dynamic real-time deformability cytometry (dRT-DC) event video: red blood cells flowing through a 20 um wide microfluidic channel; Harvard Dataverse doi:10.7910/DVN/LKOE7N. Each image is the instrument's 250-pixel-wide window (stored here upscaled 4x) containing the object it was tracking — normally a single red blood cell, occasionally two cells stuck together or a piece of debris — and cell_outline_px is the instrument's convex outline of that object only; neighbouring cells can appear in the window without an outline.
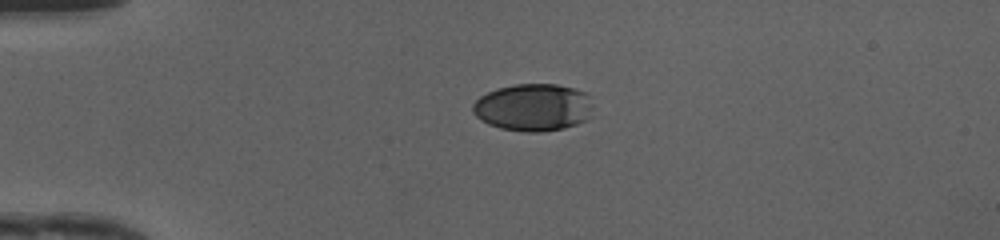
{"species": "human", "species_latin": "Homo sapiens", "temperature_condition": "cold", "stored_images_in_passage": 38, "camera_frame_rate_fps": 3000, "um_per_image_px": 0.085, "donor": {"sex": "female"}, "frame": {"image": 1, "passage_image": 1, "time_ms": 0.0, "image_size_px": [1000, 240], "cell_outline_px": [[592, 116], [588, 120], [564, 128], [540, 132], [524, 132], [500, 128], [488, 124], [480, 120], [472, 112], [472, 104], [480, 96], [496, 88], [516, 84], [556, 84], [572, 88], [584, 92]], "centroid_in_image_um": [45.26, 9.14], "position_along_channel_um": 39.7, "area_um2": 33.06}}
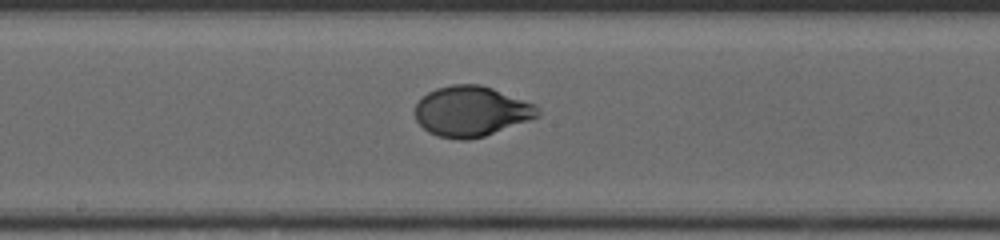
{"frame": {"image": 2, "passage_image": 16, "time_ms": 5.0, "image_size_px": [1000, 240], "cell_outline_px": [[540, 116], [484, 136], [468, 140], [460, 140], [440, 136], [428, 132], [416, 120], [416, 104], [428, 92], [436, 88], [452, 84], [480, 84], [492, 88], [536, 104], [540, 108]], "centroid_in_image_um": [40.08, 9.45], "position_along_channel_um": 208.1, "area_um2": 35.84}}
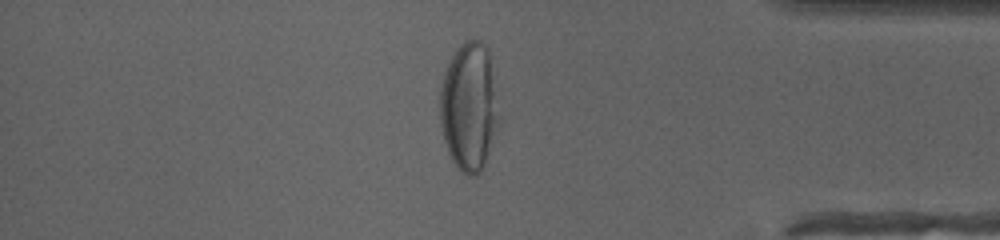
{"frame": {"image": 3, "passage_image": 31, "time_ms": 10.0, "image_size_px": [1000, 240], "cell_outline_px": [[500, 116], [484, 164], [480, 172], [476, 176], [468, 176], [460, 172], [456, 168], [448, 152], [444, 140], [440, 124], [440, 88], [444, 72], [456, 48], [460, 44], [468, 40], [480, 40], [488, 48]], "centroid_in_image_um": [39.85, 9.08], "position_along_channel_um": 395.3, "area_um2": 44.1}, "authors_computed_cell_mechanics": {"area_um2": 36.4429, "velocity_mm_per_s": 4.1742, "shape_relaxation_time_tau1_ms": 3.7164, "shape_relaxation_time_tau2_ms": null, "deformation_change_tau1": 0.1977, "deformation_change_tau2": null}}